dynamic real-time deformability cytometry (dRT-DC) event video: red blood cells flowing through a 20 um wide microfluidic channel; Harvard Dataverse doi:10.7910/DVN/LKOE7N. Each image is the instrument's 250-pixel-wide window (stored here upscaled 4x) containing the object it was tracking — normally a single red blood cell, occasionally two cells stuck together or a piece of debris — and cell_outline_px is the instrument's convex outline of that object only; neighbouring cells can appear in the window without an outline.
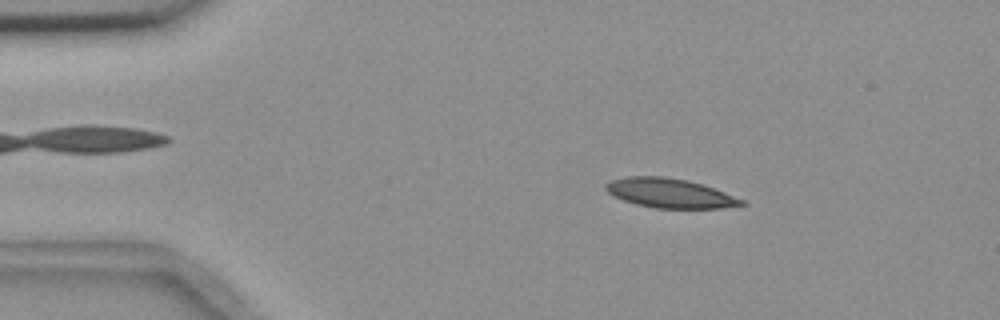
{"species": "common noctule bat (a hibernating species)", "species_latin": "Nyctalus noctula", "temperature_condition": "room temperature", "stored_images_in_passage": 3, "camera_frame_rate_fps": 3000, "um_per_image_px": 0.085, "animal": {"sex": "female", "body_mass_g": 18.4}, "frame": {"image": 1, "passage_image": 2, "time_ms": 1.333, "image_size_px": [1000, 320], "cell_outline_px": [[748, 204], [720, 208], [656, 208], [636, 204], [612, 196], [604, 188], [604, 184], [612, 180], [628, 176], [664, 176], [688, 180], [704, 184], [748, 200]], "centroid_in_image_um": [56.99, 16.41], "position_along_channel_um": 28.0, "area_um2": 23.58}}